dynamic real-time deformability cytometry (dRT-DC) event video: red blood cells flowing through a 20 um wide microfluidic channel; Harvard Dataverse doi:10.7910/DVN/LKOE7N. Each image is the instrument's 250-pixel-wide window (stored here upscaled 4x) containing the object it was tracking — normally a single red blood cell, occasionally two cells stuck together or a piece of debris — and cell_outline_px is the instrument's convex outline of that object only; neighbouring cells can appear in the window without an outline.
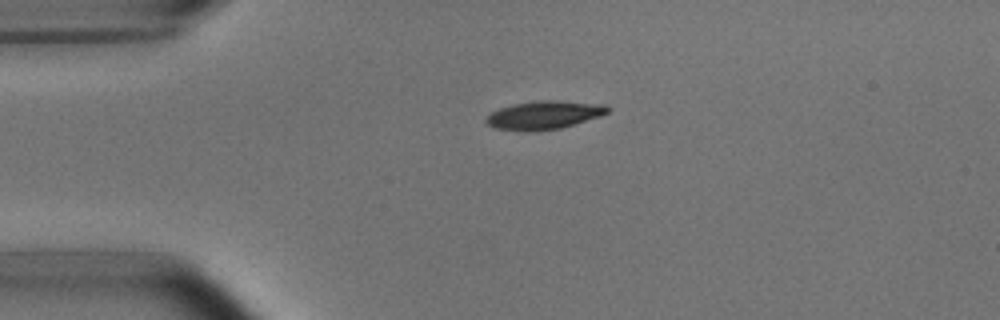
{"species": "common noctule bat (a hibernating species)", "species_latin": "Nyctalus noctula", "temperature_condition": "room temperature", "stored_images_in_passage": 3, "camera_frame_rate_fps": 3000, "um_per_image_px": 0.085, "animal": {"sex": "male", "body_mass_g": 15.6}, "frame": {"image": 1, "passage_image": 1, "time_ms": 0.0, "image_size_px": [1000, 320], "cell_outline_px": [[608, 112], [600, 116], [560, 128], [536, 132], [528, 132], [492, 128], [484, 120], [492, 112], [500, 108], [512, 104], [536, 100], [556, 100], [604, 104], [608, 108]], "centroid_in_image_um": [46.2, 9.79], "position_along_channel_um": 38.8, "area_um2": 20.17}}